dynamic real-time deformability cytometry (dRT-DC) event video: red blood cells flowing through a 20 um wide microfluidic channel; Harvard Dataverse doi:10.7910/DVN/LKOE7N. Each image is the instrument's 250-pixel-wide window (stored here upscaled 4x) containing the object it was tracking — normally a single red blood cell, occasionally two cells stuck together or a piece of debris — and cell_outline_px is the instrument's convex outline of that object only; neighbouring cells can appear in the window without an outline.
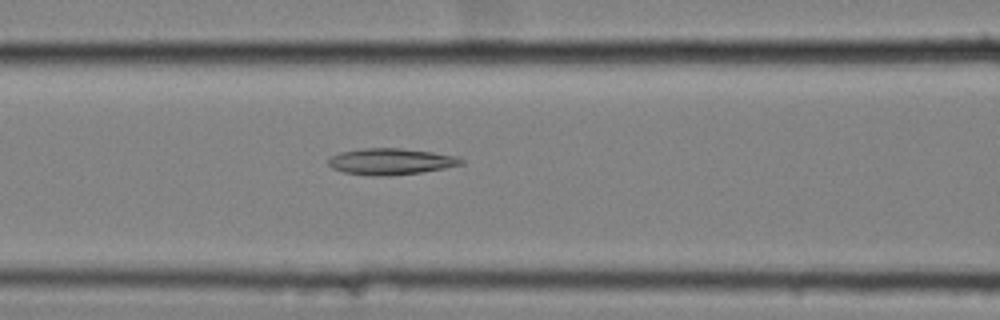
{"species": "common noctule bat (a hibernating species)", "species_latin": "Nyctalus noctula", "temperature_condition": "cold", "stored_images_in_passage": 43, "camera_frame_rate_fps": 3000, "um_per_image_px": 0.085, "animal": {"sex": "female", "body_mass_g": 25.1}, "frame": {"image": 1, "passage_image": 11, "time_ms": 3.333, "image_size_px": [1000, 320], "cell_outline_px": [[464, 164], [444, 168], [420, 172], [388, 176], [384, 176], [344, 172], [332, 168], [328, 164], [328, 160], [332, 156], [340, 152], [360, 148], [400, 148], [432, 152], [456, 156], [464, 160]], "centroid_in_image_um": [33.22, 13.71], "position_along_channel_um": 133.4, "area_um2": 20.17}}
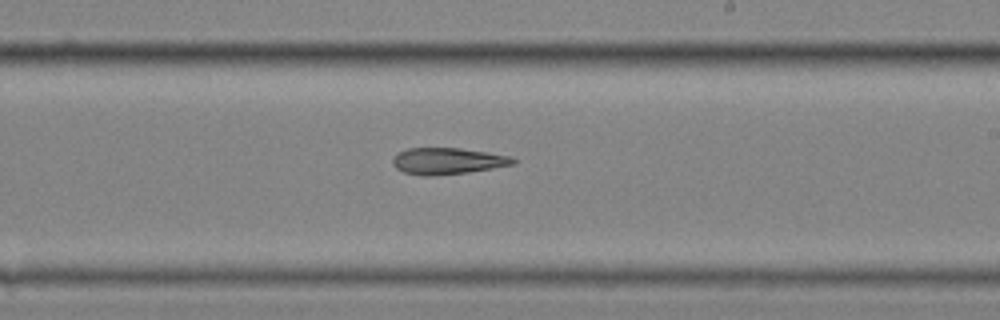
{"frame": {"image": 2, "passage_image": 21, "time_ms": 6.667, "image_size_px": [1000, 320], "cell_outline_px": [[516, 164], [468, 172], [432, 176], [424, 176], [404, 172], [396, 168], [392, 164], [392, 160], [400, 152], [408, 148], [460, 148], [488, 152], [512, 156], [516, 160]], "centroid_in_image_um": [38.08, 13.69], "position_along_channel_um": 250.9, "area_um2": 18.55}}
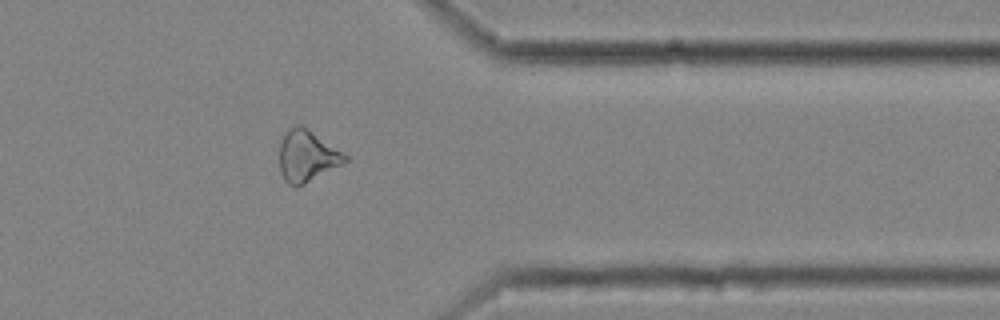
{"frame": {"image": 3, "passage_image": 33, "time_ms": 10.667, "image_size_px": [1000, 320], "cell_outline_px": [[348, 160], [344, 164], [304, 184], [288, 184], [284, 180], [280, 172], [280, 140], [288, 128], [296, 124], [300, 124], [348, 156]], "centroid_in_image_um": [26.08, 13.25], "position_along_channel_um": 385.3, "area_um2": 19.42}}